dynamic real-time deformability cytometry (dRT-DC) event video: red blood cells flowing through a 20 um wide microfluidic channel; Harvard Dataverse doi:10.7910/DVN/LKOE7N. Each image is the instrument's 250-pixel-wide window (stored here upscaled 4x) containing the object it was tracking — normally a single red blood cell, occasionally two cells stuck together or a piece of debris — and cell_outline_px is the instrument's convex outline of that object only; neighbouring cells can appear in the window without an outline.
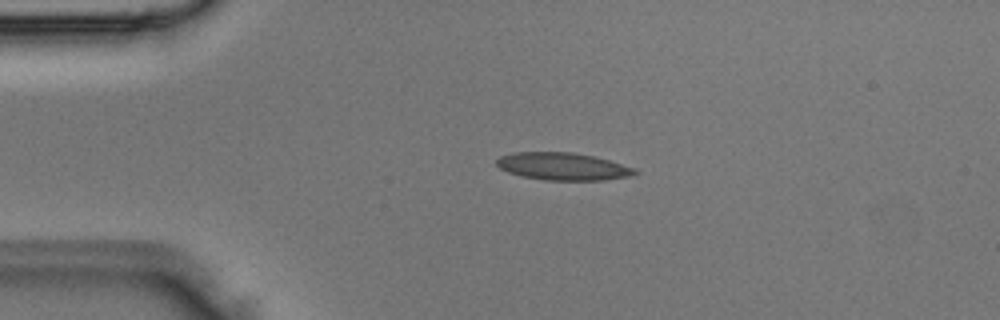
{"species": "Egyptian fruit bat (a non-hibernating species)", "species_latin": "Rousettus aegyptiacus", "temperature_condition": "room temperature", "stored_images_in_passage": 2, "camera_frame_rate_fps": 3000, "um_per_image_px": 0.085, "animal": {"sex": "male"}, "frame": {"image": 1, "passage_image": 1, "time_ms": 0.0, "image_size_px": [1000, 320], "cell_outline_px": [[640, 172], [632, 176], [604, 180], [544, 180], [524, 176], [508, 172], [500, 168], [496, 164], [496, 160], [500, 156], [512, 152], [572, 152], [596, 156], [636, 168]], "centroid_in_image_um": [47.89, 14.14], "position_along_channel_um": 37.1, "area_um2": 22.31}}